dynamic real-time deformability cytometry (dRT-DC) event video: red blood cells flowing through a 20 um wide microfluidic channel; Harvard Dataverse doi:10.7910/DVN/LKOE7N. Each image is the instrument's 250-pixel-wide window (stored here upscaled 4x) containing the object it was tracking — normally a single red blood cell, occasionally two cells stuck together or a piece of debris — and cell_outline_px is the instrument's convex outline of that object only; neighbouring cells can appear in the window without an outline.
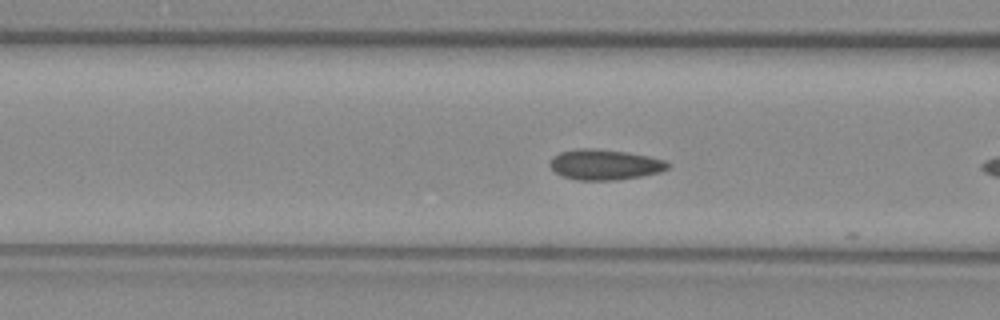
{"species": "common noctule bat (a hibernating species)", "species_latin": "Nyctalus noctula", "temperature_condition": "warm", "stored_images_in_passage": 7, "camera_frame_rate_fps": 3000, "um_per_image_px": 0.085, "animal": {"sex": "female", "body_mass_g": 29.2, "forearm_length_mm": 56.3}, "frame": {"image": 1, "passage_image": 6, "time_ms": 1.667, "image_size_px": [1000, 320], "cell_outline_px": [[672, 164], [668, 168], [660, 172], [640, 176], [616, 180], [576, 180], [560, 176], [548, 164], [552, 156], [560, 152], [576, 148], [596, 148], [628, 152], [648, 156], [664, 160]], "centroid_in_image_um": [51.37, 13.98], "position_along_channel_um": 115.2, "area_um2": 21.15}}